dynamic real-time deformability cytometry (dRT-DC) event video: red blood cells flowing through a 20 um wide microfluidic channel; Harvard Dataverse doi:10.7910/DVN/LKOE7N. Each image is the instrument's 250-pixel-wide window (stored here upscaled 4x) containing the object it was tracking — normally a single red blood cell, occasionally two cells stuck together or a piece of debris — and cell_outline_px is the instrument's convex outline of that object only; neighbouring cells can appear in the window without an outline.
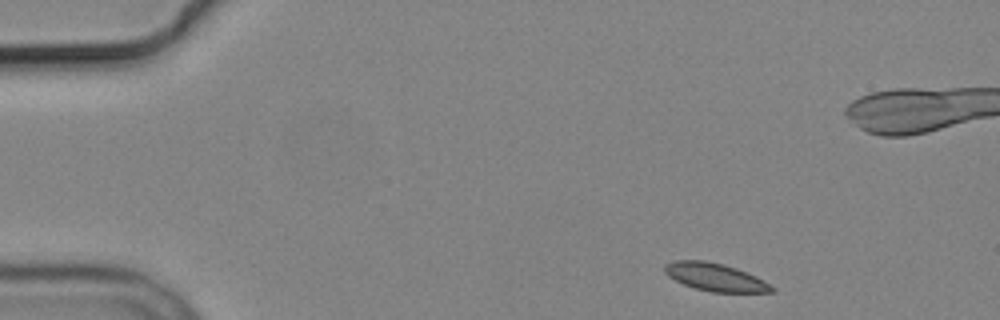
{"species": "common noctule bat (a hibernating species)", "species_latin": "Nyctalus noctula", "temperature_condition": "cold", "stored_images_in_passage": 7, "camera_frame_rate_fps": 3000, "um_per_image_px": 0.085, "animal": {"sex": "male", "body_mass_g": 19.2, "forearm_length_mm": 51.8}, "frame": {"image": 1, "passage_image": 1, "time_ms": 0.0, "image_size_px": [1000, 320], "cell_outline_px": [[776, 292], [712, 292], [696, 288], [684, 284], [668, 276], [664, 272], [664, 264], [676, 260], [704, 260], [724, 264], [736, 268], [756, 276], [764, 280], [776, 288]], "centroid_in_image_um": [60.82, 23.55], "position_along_channel_um": 24.2, "area_um2": 17.4}}
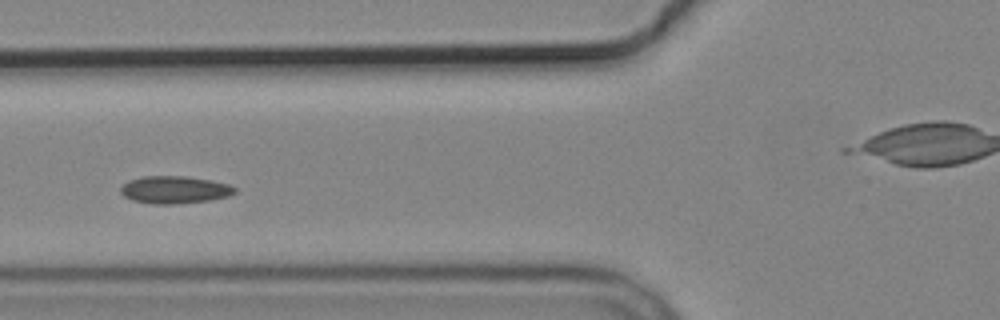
{"frame": {"image": 2, "passage_image": 5, "time_ms": 4.667, "image_size_px": [1000, 320], "cell_outline_px": [[236, 192], [228, 196], [208, 200], [176, 204], [152, 204], [132, 200], [124, 196], [120, 192], [120, 188], [128, 180], [144, 176], [188, 176], [212, 180], [228, 184], [236, 188]], "centroid_in_image_um": [14.83, 16.12], "position_along_channel_um": 111.0, "area_um2": 18.32}}